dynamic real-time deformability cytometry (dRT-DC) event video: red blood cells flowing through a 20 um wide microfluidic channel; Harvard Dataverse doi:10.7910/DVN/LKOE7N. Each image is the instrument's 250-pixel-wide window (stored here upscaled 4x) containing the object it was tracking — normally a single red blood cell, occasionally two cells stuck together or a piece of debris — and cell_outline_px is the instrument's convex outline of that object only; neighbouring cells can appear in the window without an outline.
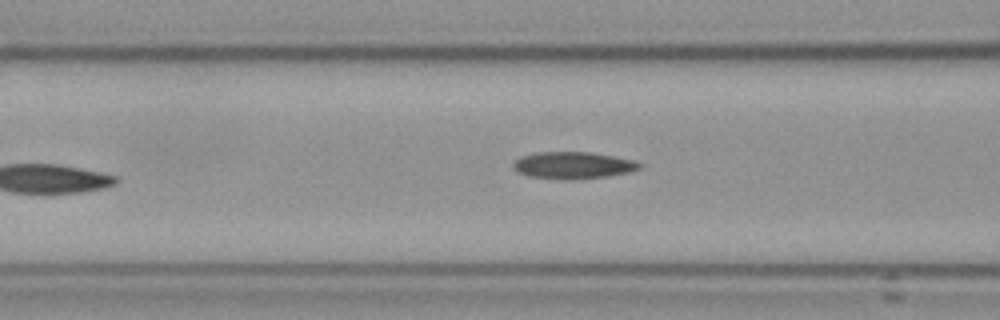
{"species": "Egyptian fruit bat (a non-hibernating species)", "species_latin": "Rousettus aegyptiacus", "temperature_condition": "cold", "stored_images_in_passage": 7, "camera_frame_rate_fps": 3000, "um_per_image_px": 0.085, "frame": {"image": 1, "passage_image": 7, "time_ms": 7.333, "image_size_px": [1000, 320], "cell_outline_px": [[640, 168], [628, 172], [608, 176], [572, 180], [564, 180], [528, 176], [516, 172], [512, 168], [512, 164], [520, 156], [536, 152], [592, 152], [632, 160], [640, 164]], "centroid_in_image_um": [48.63, 14.05], "position_along_channel_um": 118.0, "area_um2": 19.88}}